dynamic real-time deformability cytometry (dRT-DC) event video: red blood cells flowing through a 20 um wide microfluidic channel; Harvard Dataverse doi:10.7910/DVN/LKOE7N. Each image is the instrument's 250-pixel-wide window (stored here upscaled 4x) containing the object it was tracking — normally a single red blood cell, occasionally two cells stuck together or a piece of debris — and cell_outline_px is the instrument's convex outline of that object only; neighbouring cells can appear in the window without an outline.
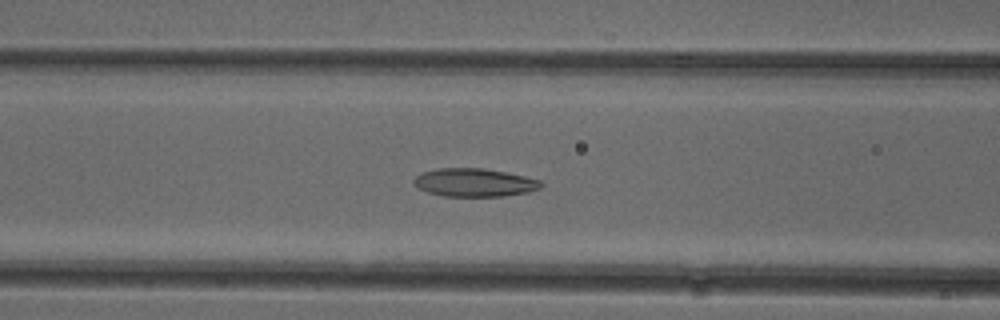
{"species": "common noctule bat (a hibernating species)", "species_latin": "Nyctalus noctula", "temperature_condition": "cold", "stored_images_in_passage": 52, "camera_frame_rate_fps": 3000, "um_per_image_px": 0.085, "animal": {"sex": "female"}, "frame": {"image": 1, "passage_image": 21, "time_ms": 6.667, "image_size_px": [1000, 320], "cell_outline_px": [[544, 184], [540, 188], [528, 192], [500, 196], [444, 196], [428, 192], [416, 188], [412, 184], [412, 180], [420, 172], [436, 168], [484, 168], [524, 176], [540, 180]], "centroid_in_image_um": [40.26, 15.51], "position_along_channel_um": 126.3, "area_um2": 21.04}}
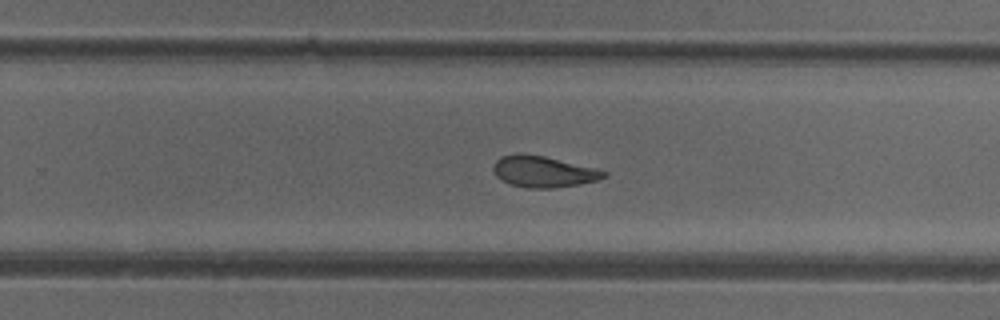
{"frame": {"image": 2, "passage_image": 33, "time_ms": 10.667, "image_size_px": [1000, 320], "cell_outline_px": [[608, 176], [596, 180], [580, 184], [556, 188], [524, 188], [508, 184], [500, 180], [492, 172], [492, 168], [496, 160], [500, 156], [516, 152], [520, 152], [544, 156], [608, 172]], "centroid_in_image_um": [46.09, 14.59], "position_along_channel_um": 283.7, "area_um2": 20.35}}
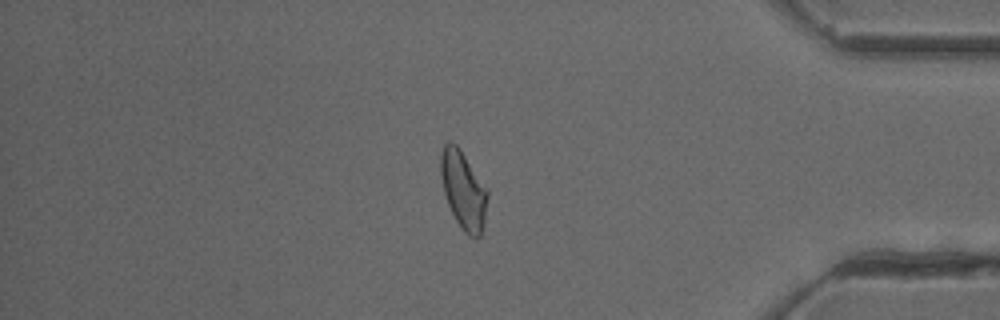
{"frame": {"image": 3, "passage_image": 44, "time_ms": 14.333, "image_size_px": [1000, 320], "cell_outline_px": [[488, 196], [484, 220], [480, 236], [476, 240], [468, 236], [464, 232], [456, 220], [448, 204], [444, 192], [440, 176], [440, 152], [444, 144], [448, 140], [452, 140], [460, 148], [488, 188]], "centroid_in_image_um": [39.38, 16.11], "position_along_channel_um": 395.8, "area_um2": 21.62}, "authors_computed_cell_mechanics": {"area_um2": 21.5883, "velocity_mm_per_s": 3.9457, "shape_relaxation_time_tau1_ms": 10.6606, "shape_relaxation_time_tau2_ms": 3.744, "deformation_change_tau1": 0.2252, "deformation_change_tau2": 0.0803}}